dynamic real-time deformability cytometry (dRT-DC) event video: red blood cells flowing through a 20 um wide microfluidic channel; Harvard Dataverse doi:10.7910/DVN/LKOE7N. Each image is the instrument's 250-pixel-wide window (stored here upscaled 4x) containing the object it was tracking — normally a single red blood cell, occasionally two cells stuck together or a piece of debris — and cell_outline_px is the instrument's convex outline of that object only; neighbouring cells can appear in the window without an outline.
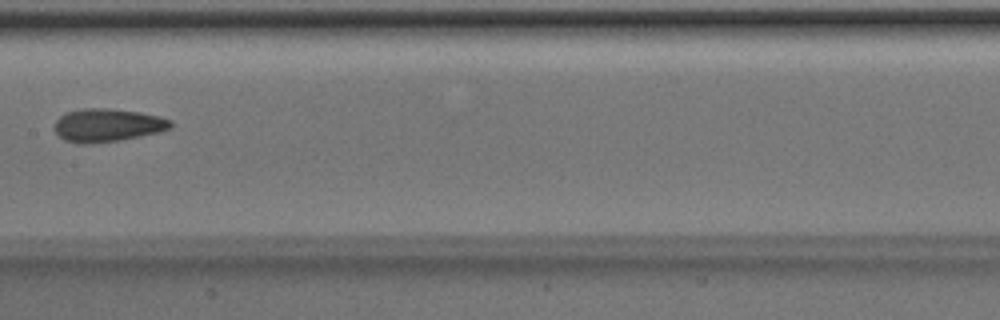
{"species": "Egyptian fruit bat (a non-hibernating species)", "species_latin": "Rousettus aegyptiacus", "temperature_condition": "room temperature", "stored_images_in_passage": 8, "camera_frame_rate_fps": 3000, "um_per_image_px": 0.085, "animal": {"sex": "male"}, "frame": {"image": 1, "passage_image": 8, "time_ms": 2.333, "image_size_px": [1000, 320], "cell_outline_px": [[172, 128], [160, 132], [120, 140], [92, 144], [80, 144], [64, 140], [56, 132], [56, 120], [64, 112], [84, 108], [112, 108], [140, 112], [160, 116], [172, 120]], "centroid_in_image_um": [9.16, 10.64], "position_along_channel_um": 198.2, "area_um2": 22.66}}